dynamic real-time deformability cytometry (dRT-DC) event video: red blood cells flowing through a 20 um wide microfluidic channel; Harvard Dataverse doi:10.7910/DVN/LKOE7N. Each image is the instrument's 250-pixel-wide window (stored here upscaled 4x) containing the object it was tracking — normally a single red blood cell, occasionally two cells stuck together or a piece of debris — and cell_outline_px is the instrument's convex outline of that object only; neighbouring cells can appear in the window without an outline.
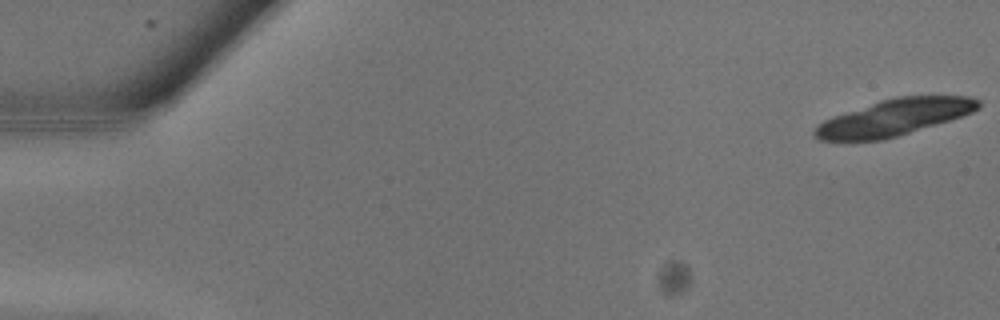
{"species": "common noctule bat (a hibernating species)", "species_latin": "Nyctalus noctula", "temperature_condition": "warm", "stored_images_in_passage": 7, "camera_frame_rate_fps": 3000, "um_per_image_px": 0.085, "animal": {"sex": "male", "body_mass_g": 13.3}, "frame": {"image": 1, "passage_image": 1, "time_ms": 0.0, "image_size_px": [1000, 320], "cell_outline_px": [[980, 108], [972, 112], [948, 120], [884, 140], [820, 140], [812, 136], [812, 132], [824, 120], [832, 116], [880, 100], [896, 96], [968, 96], [980, 100]], "centroid_in_image_um": [75.98, 9.97], "position_along_channel_um": 9.0, "area_um2": 34.33}}